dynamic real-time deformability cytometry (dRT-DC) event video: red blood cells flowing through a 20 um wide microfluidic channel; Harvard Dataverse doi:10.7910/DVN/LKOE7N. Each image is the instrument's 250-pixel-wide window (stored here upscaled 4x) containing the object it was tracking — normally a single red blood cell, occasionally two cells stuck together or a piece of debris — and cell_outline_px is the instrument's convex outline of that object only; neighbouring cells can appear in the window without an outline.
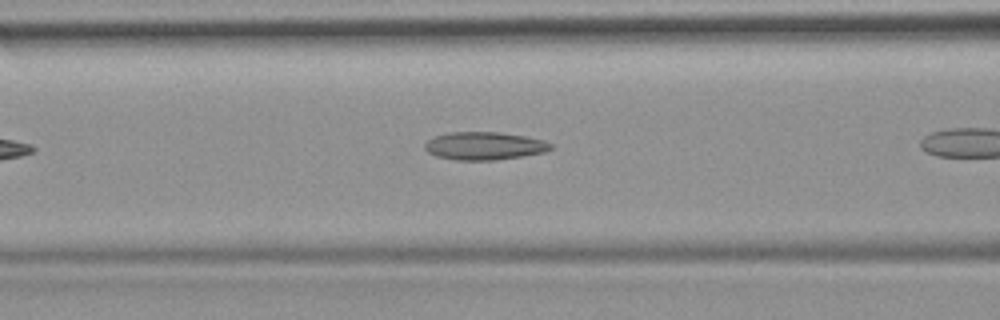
{"species": "common noctule bat (a hibernating species)", "species_latin": "Nyctalus noctula", "temperature_condition": "room temperature", "stored_images_in_passage": 9, "camera_frame_rate_fps": 3000, "um_per_image_px": 0.085, "animal": {"sex": "female", "body_mass_g": 19.9}, "frame": {"image": 1, "passage_image": 7, "time_ms": 2.0, "image_size_px": [1000, 320], "cell_outline_px": [[552, 148], [544, 152], [496, 160], [456, 160], [436, 156], [428, 152], [424, 148], [424, 144], [428, 140], [436, 136], [448, 132], [500, 132], [524, 136], [544, 140], [552, 144]], "centroid_in_image_um": [41.15, 12.4], "position_along_channel_um": 125.5, "area_um2": 20.4}}